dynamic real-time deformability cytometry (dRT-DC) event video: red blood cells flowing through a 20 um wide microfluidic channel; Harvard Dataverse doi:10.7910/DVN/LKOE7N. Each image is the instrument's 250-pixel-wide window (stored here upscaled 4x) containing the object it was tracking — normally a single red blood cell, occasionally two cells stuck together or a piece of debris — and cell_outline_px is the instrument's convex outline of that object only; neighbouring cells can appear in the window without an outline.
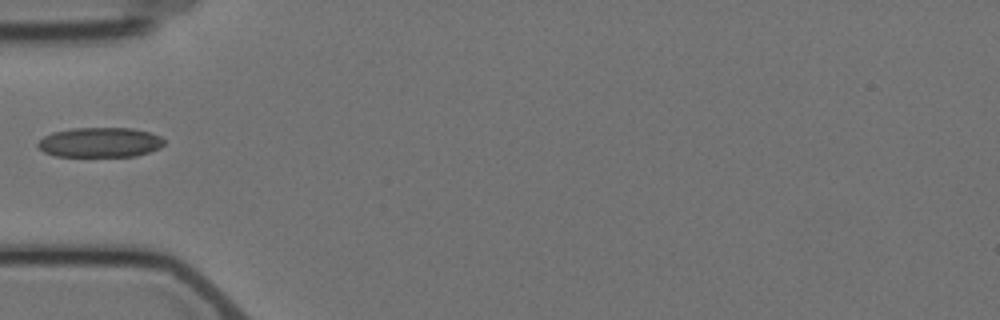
{"species": "Egyptian fruit bat (a non-hibernating species)", "species_latin": "Rousettus aegyptiacus", "temperature_condition": "cold", "stored_images_in_passage": 1, "camera_frame_rate_fps": 3000, "um_per_image_px": 0.085, "animal": {"sex": "female"}, "frame": {"image": 1, "passage_image": 1, "time_ms": 0.0, "image_size_px": [1000, 320], "cell_outline_px": [[164, 144], [160, 148], [136, 156], [56, 156], [44, 152], [36, 144], [44, 136], [52, 132], [72, 128], [132, 128], [148, 132], [160, 136], [164, 140]], "centroid_in_image_um": [8.5, 12.1], "position_along_channel_um": 76.5, "area_um2": 21.91}}